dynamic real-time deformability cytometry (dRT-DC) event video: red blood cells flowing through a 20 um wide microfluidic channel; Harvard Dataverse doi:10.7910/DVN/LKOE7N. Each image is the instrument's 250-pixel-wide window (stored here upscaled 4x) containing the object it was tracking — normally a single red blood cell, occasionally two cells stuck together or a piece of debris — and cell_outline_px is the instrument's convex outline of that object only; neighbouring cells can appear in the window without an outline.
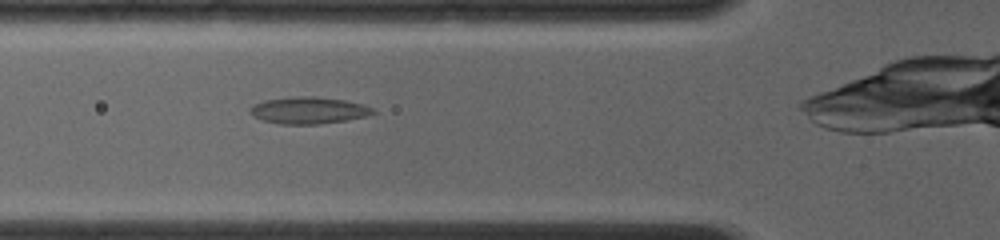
{"species": "common noctule bat (a hibernating species)", "species_latin": "Nyctalus noctula", "temperature_condition": "room temperature", "stored_images_in_passage": 48, "camera_frame_rate_fps": 4000, "um_per_image_px": 0.085, "animal": {"sex": "female", "body_mass_g": 19.0, "forearm_length_mm": 56.7}, "frame": {"image": 1, "passage_image": 9, "time_ms": 2.0, "image_size_px": [1000, 240], "cell_outline_px": [[376, 112], [364, 116], [344, 120], [316, 124], [280, 124], [260, 120], [252, 116], [248, 112], [256, 104], [264, 100], [300, 96], [312, 96], [344, 100], [360, 104], [372, 108]], "centroid_in_image_um": [26.17, 9.38], "position_along_channel_um": 99.6, "area_um2": 18.84}}
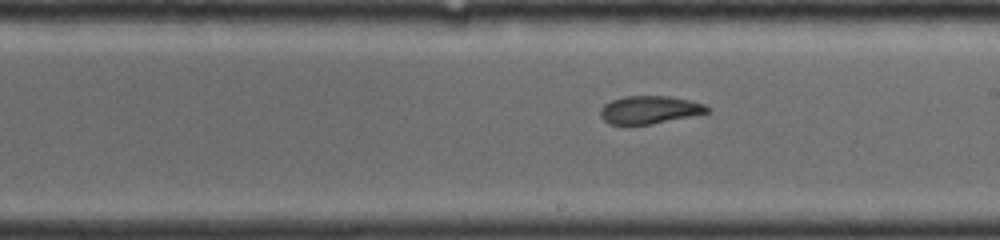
{"frame": {"image": 2, "passage_image": 22, "time_ms": 5.25, "image_size_px": [1000, 240], "cell_outline_px": [[712, 108], [708, 112], [648, 124], [608, 124], [600, 116], [600, 108], [604, 104], [612, 100], [624, 96], [668, 96], [688, 100], [704, 104]], "centroid_in_image_um": [55.17, 9.32], "position_along_channel_um": 233.8, "area_um2": 17.05}}
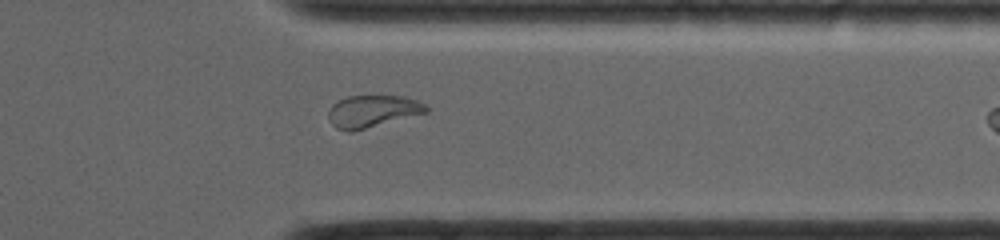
{"frame": {"image": 3, "passage_image": 36, "time_ms": 8.75, "image_size_px": [1000, 240], "cell_outline_px": [[428, 112], [352, 132], [348, 132], [336, 128], [328, 120], [328, 112], [332, 104], [348, 96], [404, 96], [428, 104]], "centroid_in_image_um": [31.66, 9.46], "position_along_channel_um": 379.7, "area_um2": 18.38}, "authors_computed_cell_mechanics": {"area_um2": 18.6983, "velocity_mm_per_s": 4.1403, "shape_relaxation_time_tau1_ms": null, "shape_relaxation_time_tau2_ms": 2.2905, "deformation_change_tau1": null, "deformation_change_tau2": 0.08}}